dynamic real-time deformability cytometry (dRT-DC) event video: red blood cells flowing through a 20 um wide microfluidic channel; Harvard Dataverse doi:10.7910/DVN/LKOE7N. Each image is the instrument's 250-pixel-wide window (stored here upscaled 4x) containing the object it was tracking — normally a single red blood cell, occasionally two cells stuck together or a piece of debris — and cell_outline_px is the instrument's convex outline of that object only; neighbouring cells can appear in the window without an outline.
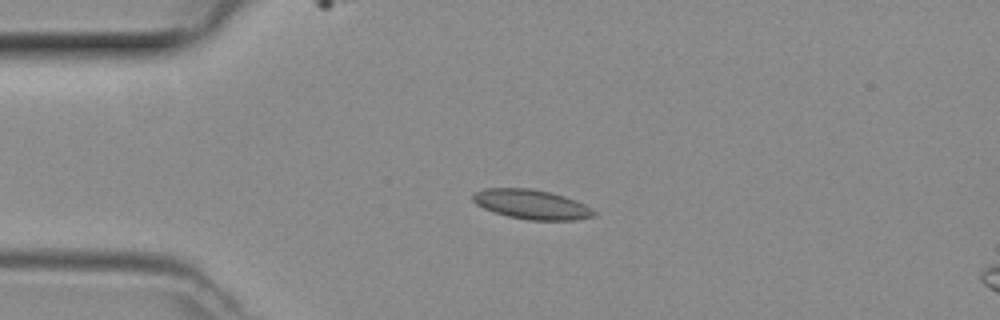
{"species": "common noctule bat (a hibernating species)", "species_latin": "Nyctalus noctula", "temperature_condition": "room temperature", "stored_images_in_passage": 38, "camera_frame_rate_fps": 3000, "um_per_image_px": 0.085, "animal": {"sex": "female", "body_mass_g": 29.2, "forearm_length_mm": 56.3}, "frame": {"image": 1, "passage_image": 1, "time_ms": 0.0, "image_size_px": [1000, 320], "cell_outline_px": [[596, 216], [576, 220], [528, 220], [508, 216], [484, 208], [476, 204], [472, 200], [472, 192], [484, 188], [528, 188], [548, 192], [564, 196], [576, 200], [584, 204], [596, 212]], "centroid_in_image_um": [45.17, 17.37], "position_along_channel_um": 39.8, "area_um2": 20.81}}
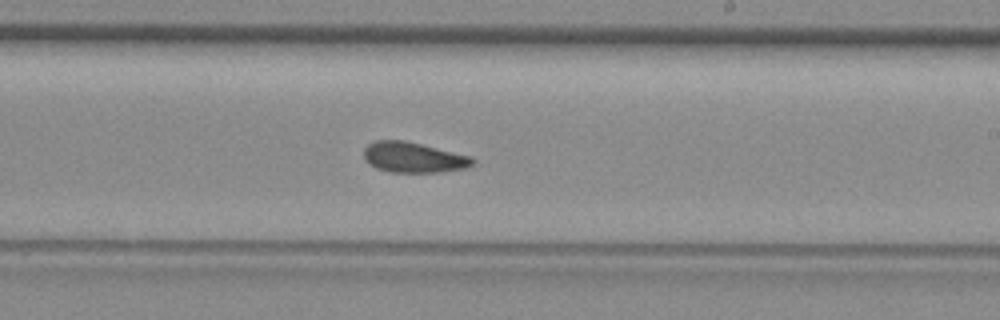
{"frame": {"image": 2, "passage_image": 18, "time_ms": 5.667, "image_size_px": [1000, 320], "cell_outline_px": [[476, 164], [468, 168], [440, 172], [388, 172], [376, 168], [368, 164], [364, 160], [364, 148], [368, 144], [376, 140], [404, 140], [472, 156], [476, 160]], "centroid_in_image_um": [35.17, 13.39], "position_along_channel_um": 253.8, "area_um2": 19.59}}
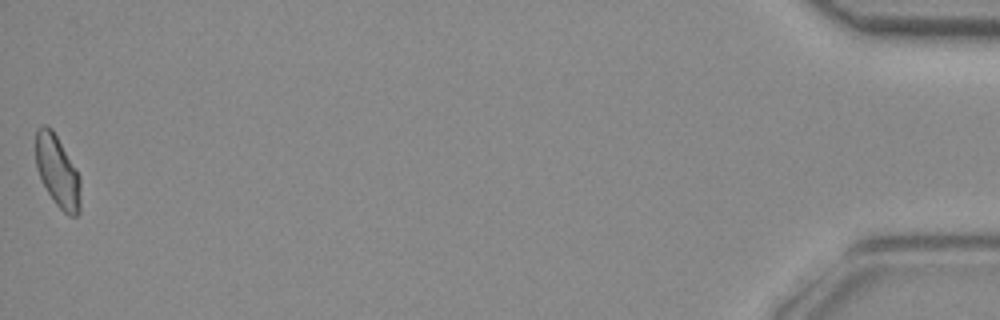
{"frame": {"image": 3, "passage_image": 38, "time_ms": 12.333, "image_size_px": [1000, 320], "cell_outline_px": [[80, 212], [76, 216], [68, 216], [56, 204], [40, 180], [36, 168], [36, 128], [44, 124], [48, 124], [52, 128], [76, 168], [80, 176]], "centroid_in_image_um": [4.88, 14.55], "position_along_channel_um": 430.3, "area_um2": 18.96}}